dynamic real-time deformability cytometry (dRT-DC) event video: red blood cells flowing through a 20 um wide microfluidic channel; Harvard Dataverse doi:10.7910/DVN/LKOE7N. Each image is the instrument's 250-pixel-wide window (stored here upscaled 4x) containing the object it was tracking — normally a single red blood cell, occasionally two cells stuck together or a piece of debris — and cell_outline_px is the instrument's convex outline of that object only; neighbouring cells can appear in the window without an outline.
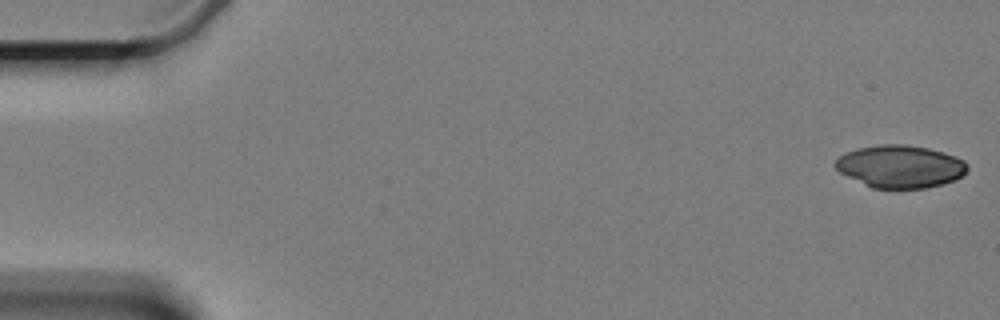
{"species": "Egyptian fruit bat (a non-hibernating species)", "species_latin": "Rousettus aegyptiacus", "temperature_condition": "cold", "stored_images_in_passage": 6, "camera_frame_rate_fps": 3000, "um_per_image_px": 0.085, "animal": {"sex": "female"}, "frame": {"image": 1, "passage_image": 1, "time_ms": 0.0, "image_size_px": [1000, 320], "cell_outline_px": [[968, 168], [956, 180], [924, 188], [872, 188], [840, 172], [832, 164], [844, 152], [856, 148], [880, 144], [904, 144], [928, 148], [956, 156], [964, 160], [968, 164]], "centroid_in_image_um": [76.5, 14.13], "position_along_channel_um": 8.5, "area_um2": 32.71}}
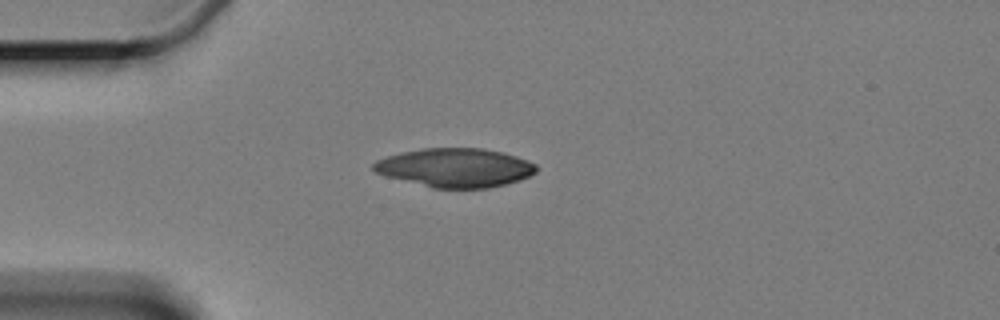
{"frame": {"image": 2, "passage_image": 5, "time_ms": 4.667, "image_size_px": [1000, 320], "cell_outline_px": [[536, 172], [520, 180], [488, 188], [432, 188], [384, 176], [376, 172], [372, 168], [372, 164], [376, 160], [400, 152], [424, 148], [484, 148], [504, 152], [528, 160], [536, 164]], "centroid_in_image_um": [38.68, 14.25], "position_along_channel_um": 46.3, "area_um2": 37.05}}